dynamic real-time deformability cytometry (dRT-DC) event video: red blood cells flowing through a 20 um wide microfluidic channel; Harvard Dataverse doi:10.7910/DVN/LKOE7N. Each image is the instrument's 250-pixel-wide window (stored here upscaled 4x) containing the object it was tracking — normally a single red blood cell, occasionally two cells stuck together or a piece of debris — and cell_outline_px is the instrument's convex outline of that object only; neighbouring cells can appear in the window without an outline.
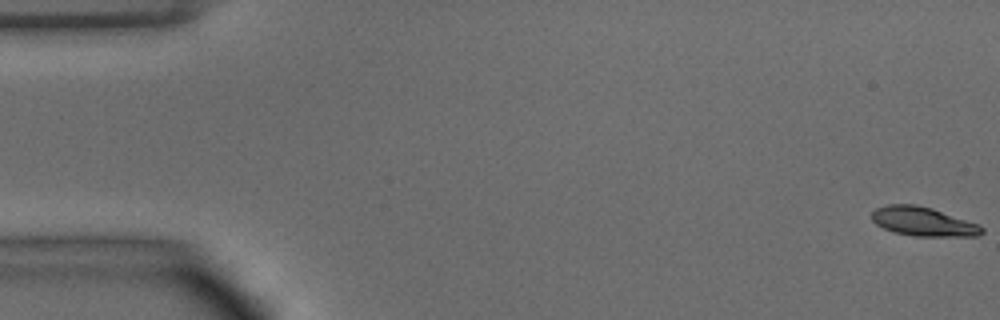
{"species": "common noctule bat (a hibernating species)", "species_latin": "Nyctalus noctula", "temperature_condition": "warm", "stored_images_in_passage": 12, "camera_frame_rate_fps": 3000, "um_per_image_px": 0.085, "animal": {"sex": "male", "body_mass_g": 15.6}, "frame": {"image": 1, "passage_image": 1, "time_ms": 0.0, "image_size_px": [1000, 320], "cell_outline_px": [[984, 232], [980, 236], [916, 236], [896, 232], [884, 228], [876, 224], [872, 220], [872, 212], [876, 208], [888, 204], [916, 204], [932, 208], [980, 224], [984, 228]], "centroid_in_image_um": [78.51, 18.83], "position_along_channel_um": 6.5, "area_um2": 18.67}}